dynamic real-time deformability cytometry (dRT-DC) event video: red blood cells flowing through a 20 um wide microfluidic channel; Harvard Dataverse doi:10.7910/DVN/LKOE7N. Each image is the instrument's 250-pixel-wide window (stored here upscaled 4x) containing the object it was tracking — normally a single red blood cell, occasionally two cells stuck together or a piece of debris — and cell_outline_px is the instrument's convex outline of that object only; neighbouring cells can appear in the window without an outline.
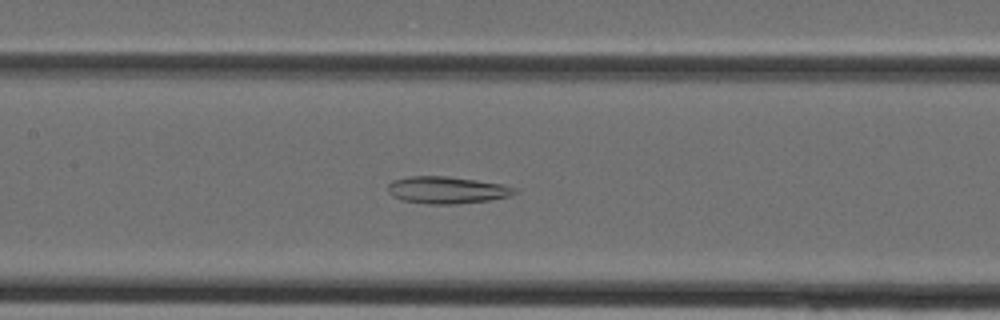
{"species": "Egyptian fruit bat (a non-hibernating species)", "species_latin": "Rousettus aegyptiacus", "temperature_condition": "cold", "stored_images_in_passage": 31, "segment_of_instrument_passage": [1, 2], "camera_frame_rate_fps": 3000, "um_per_image_px": 0.085, "animal": {"sex": "female"}, "frame": {"image": 1, "passage_image": 9, "time_ms": 2.667, "image_size_px": [1000, 320], "cell_outline_px": [[520, 192], [508, 196], [488, 200], [456, 204], [428, 204], [400, 200], [392, 196], [388, 192], [388, 184], [392, 180], [412, 176], [444, 176], [476, 180], [504, 184], [516, 188]], "centroid_in_image_um": [37.98, 16.15], "position_along_channel_um": 169.4, "area_um2": 20.06}}
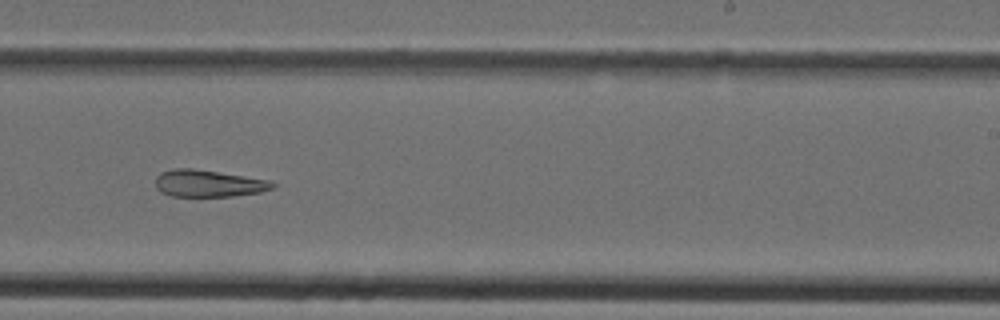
{"frame": {"image": 2, "passage_image": 15, "time_ms": 4.667, "image_size_px": [1000, 320], "cell_outline_px": [[276, 184], [272, 188], [260, 192], [232, 196], [172, 196], [160, 192], [156, 188], [156, 176], [160, 172], [176, 168], [192, 168], [272, 180]], "centroid_in_image_um": [17.71, 15.58], "position_along_channel_um": 271.3, "area_um2": 18.44}}
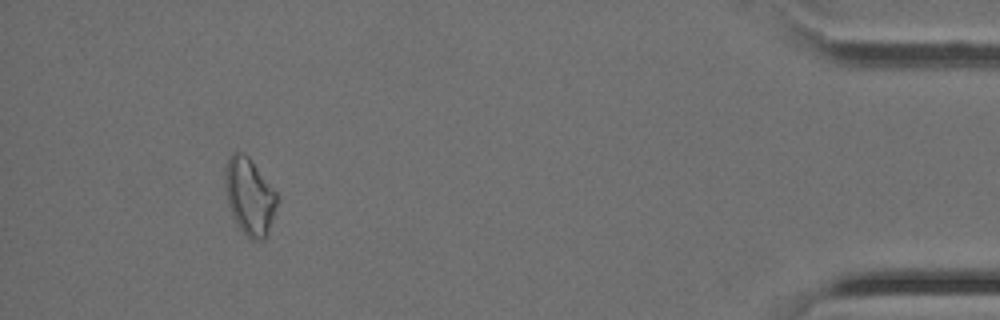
{"frame": {"image": 3, "passage_image": 27, "time_ms": 8.667, "image_size_px": [1000, 320], "cell_outline_px": [[280, 200], [268, 236], [264, 240], [252, 240], [240, 228], [232, 216], [228, 204], [224, 184], [224, 168], [228, 156], [232, 152], [244, 152], [248, 156], [276, 192]], "centroid_in_image_um": [21.22, 16.7], "position_along_channel_um": 414.0, "area_um2": 23.76}}